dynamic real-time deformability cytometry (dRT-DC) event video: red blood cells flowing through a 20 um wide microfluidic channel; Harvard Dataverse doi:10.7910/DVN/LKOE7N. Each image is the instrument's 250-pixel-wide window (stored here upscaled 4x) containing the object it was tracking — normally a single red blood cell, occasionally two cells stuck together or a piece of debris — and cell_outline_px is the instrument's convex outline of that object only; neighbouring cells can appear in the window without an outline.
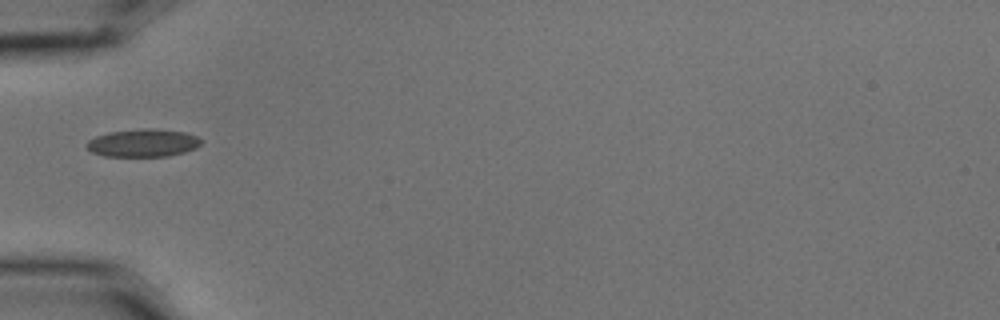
{"species": "common noctule bat (a hibernating species)", "species_latin": "Nyctalus noctula", "temperature_condition": "cold", "stored_images_in_passage": 38, "camera_frame_rate_fps": 3000, "um_per_image_px": 0.085, "animal": {"sex": "male", "body_mass_g": 15.6}, "frame": {"image": 1, "passage_image": 1, "time_ms": 0.0, "image_size_px": [1000, 320], "cell_outline_px": [[204, 140], [196, 148], [184, 152], [168, 156], [104, 156], [92, 152], [84, 144], [88, 140], [96, 136], [108, 132], [148, 128], [152, 128], [184, 132], [196, 136]], "centroid_in_image_um": [12.16, 12.15], "position_along_channel_um": 72.8, "area_um2": 18.55}}
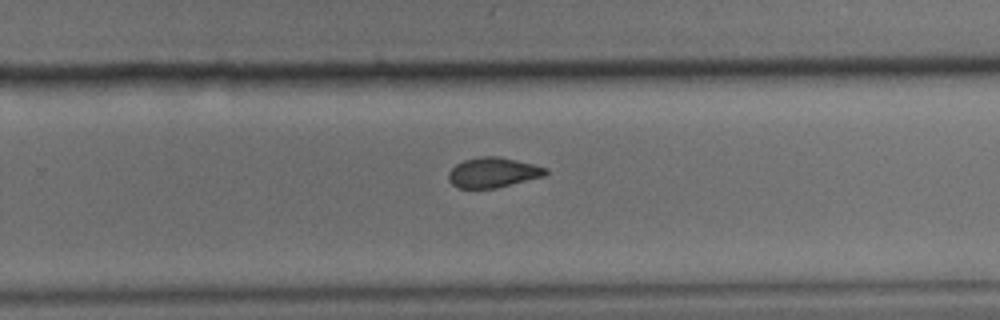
{"frame": {"image": 2, "passage_image": 19, "time_ms": 6.0, "image_size_px": [1000, 320], "cell_outline_px": [[548, 172], [544, 176], [496, 188], [456, 188], [448, 180], [448, 172], [456, 164], [464, 160], [480, 156], [496, 156], [516, 160], [548, 168]], "centroid_in_image_um": [41.88, 14.66], "position_along_channel_um": 287.9, "area_um2": 16.99}}
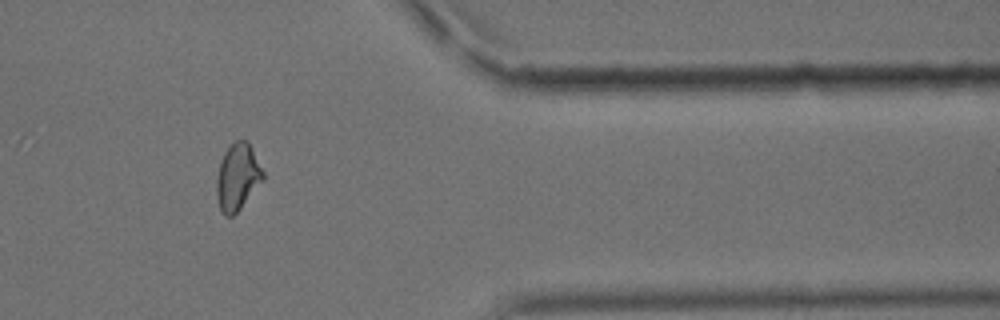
{"frame": {"image": 3, "passage_image": 29, "time_ms": 9.333, "image_size_px": [1000, 320], "cell_outline_px": [[264, 180], [240, 208], [232, 216], [224, 216], [220, 208], [216, 196], [216, 180], [220, 160], [224, 152], [236, 140], [248, 140], [264, 172]], "centroid_in_image_um": [20.19, 15.03], "position_along_channel_um": 391.2, "area_um2": 18.09}, "authors_computed_cell_mechanics": {"area_um2": 17.8024, "velocity_mm_per_s": 3.5693, "shape_relaxation_time_tau1_ms": null, "shape_relaxation_time_tau2_ms": 4.536, "deformation_change_tau1": null, "deformation_change_tau2": 0.0751}}